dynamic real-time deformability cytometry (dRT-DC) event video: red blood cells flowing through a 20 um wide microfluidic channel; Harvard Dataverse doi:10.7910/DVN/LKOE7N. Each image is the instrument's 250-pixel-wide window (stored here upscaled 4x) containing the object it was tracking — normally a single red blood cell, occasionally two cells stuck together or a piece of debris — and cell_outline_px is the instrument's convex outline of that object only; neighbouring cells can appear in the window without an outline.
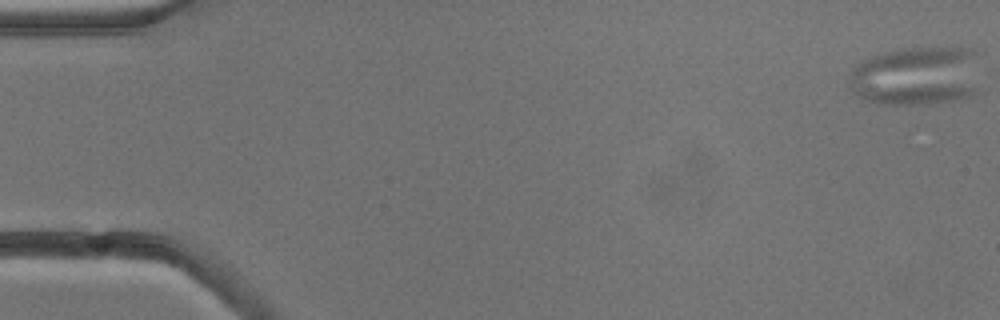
{"species": "common noctule bat (a hibernating species)", "species_latin": "Nyctalus noctula", "temperature_condition": "cold", "stored_images_in_passage": 6, "camera_frame_rate_fps": 3000, "um_per_image_px": 0.085, "animal": {"sex": "male", "body_mass_g": 13.3}, "frame": {"image": 1, "passage_image": 1, "time_ms": 0.0, "image_size_px": [1000, 320], "cell_outline_px": [[976, 92], [968, 96], [952, 100], [928, 104], [880, 104], [864, 100], [856, 96], [848, 84], [852, 72], [864, 60], [872, 56], [884, 52], [904, 48], [972, 48], [976, 52]], "centroid_in_image_um": [77.87, 6.47], "position_along_channel_um": 7.1, "area_um2": 44.91}}